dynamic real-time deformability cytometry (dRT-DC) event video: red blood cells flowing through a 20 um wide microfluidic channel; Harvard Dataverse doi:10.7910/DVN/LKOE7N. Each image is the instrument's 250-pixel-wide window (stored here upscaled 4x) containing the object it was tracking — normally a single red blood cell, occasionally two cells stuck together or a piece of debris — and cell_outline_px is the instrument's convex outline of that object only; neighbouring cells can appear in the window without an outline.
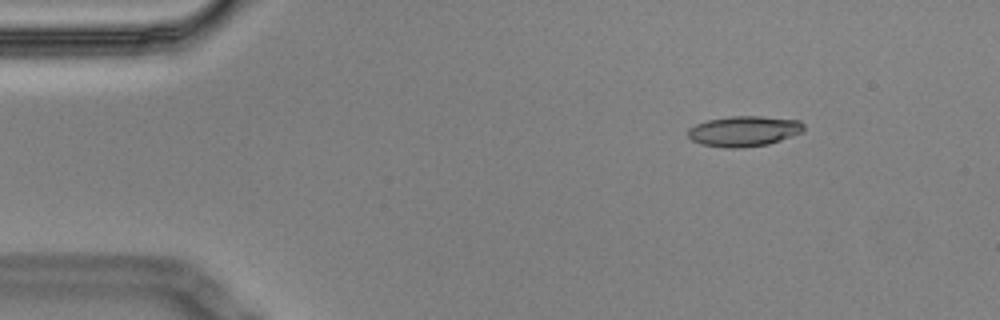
{"species": "Egyptian fruit bat (a non-hibernating species)", "species_latin": "Rousettus aegyptiacus", "temperature_condition": "cold", "stored_images_in_passage": 5, "camera_frame_rate_fps": 3000, "um_per_image_px": 0.085, "animal": {"sex": "male"}, "frame": {"image": 1, "passage_image": 3, "time_ms": 0.667, "image_size_px": [1000, 320], "cell_outline_px": [[804, 132], [768, 144], [740, 148], [728, 148], [700, 144], [692, 140], [688, 136], [688, 128], [696, 124], [708, 120], [728, 116], [760, 116], [800, 120], [804, 124]], "centroid_in_image_um": [63.25, 11.14], "position_along_channel_um": 21.8, "area_um2": 20.63}}